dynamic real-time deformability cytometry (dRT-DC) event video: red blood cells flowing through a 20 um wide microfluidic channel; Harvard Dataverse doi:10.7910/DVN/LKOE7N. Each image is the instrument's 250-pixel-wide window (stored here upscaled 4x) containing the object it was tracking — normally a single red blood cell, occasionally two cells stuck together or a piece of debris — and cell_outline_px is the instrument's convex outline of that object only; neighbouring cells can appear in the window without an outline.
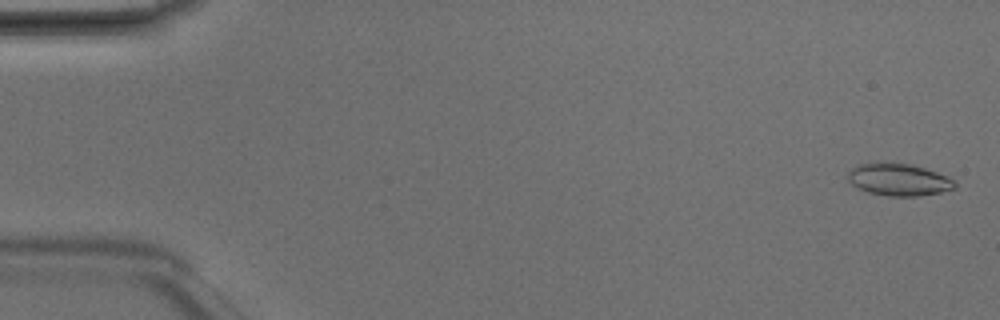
{"species": "Egyptian fruit bat (a non-hibernating species)", "species_latin": "Rousettus aegyptiacus", "temperature_condition": "room temperature", "stored_images_in_passage": 5, "camera_frame_rate_fps": 3000, "um_per_image_px": 0.085, "animal": {"sex": "male"}, "frame": {"image": 1, "passage_image": 1, "time_ms": 0.0, "image_size_px": [1000, 320], "cell_outline_px": [[956, 188], [940, 192], [920, 196], [888, 196], [868, 192], [856, 188], [848, 180], [848, 172], [852, 168], [860, 164], [876, 160], [908, 164], [924, 168], [948, 176], [956, 184]], "centroid_in_image_um": [76.35, 15.25], "position_along_channel_um": 8.7, "area_um2": 20.35}}
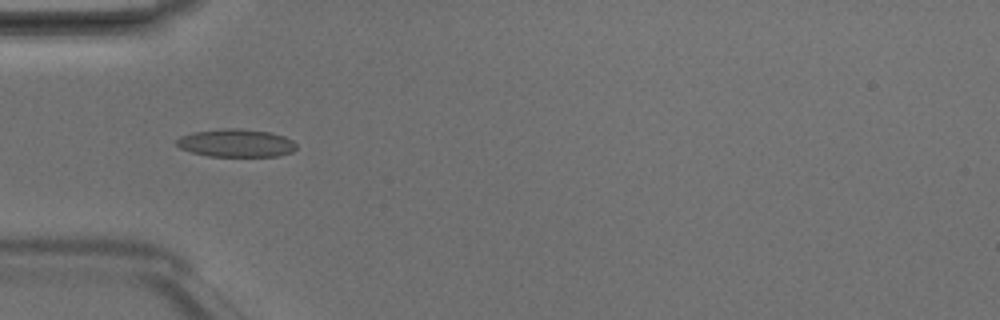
{"frame": {"image": 2, "passage_image": 4, "time_ms": 1.0, "image_size_px": [1000, 320], "cell_outline_px": [[296, 148], [292, 152], [276, 156], [208, 156], [192, 152], [180, 148], [176, 144], [176, 140], [180, 136], [196, 132], [228, 128], [236, 128], [268, 132], [284, 136], [292, 140], [296, 144]], "centroid_in_image_um": [20.07, 12.16], "position_along_channel_um": 64.9, "area_um2": 19.25}}